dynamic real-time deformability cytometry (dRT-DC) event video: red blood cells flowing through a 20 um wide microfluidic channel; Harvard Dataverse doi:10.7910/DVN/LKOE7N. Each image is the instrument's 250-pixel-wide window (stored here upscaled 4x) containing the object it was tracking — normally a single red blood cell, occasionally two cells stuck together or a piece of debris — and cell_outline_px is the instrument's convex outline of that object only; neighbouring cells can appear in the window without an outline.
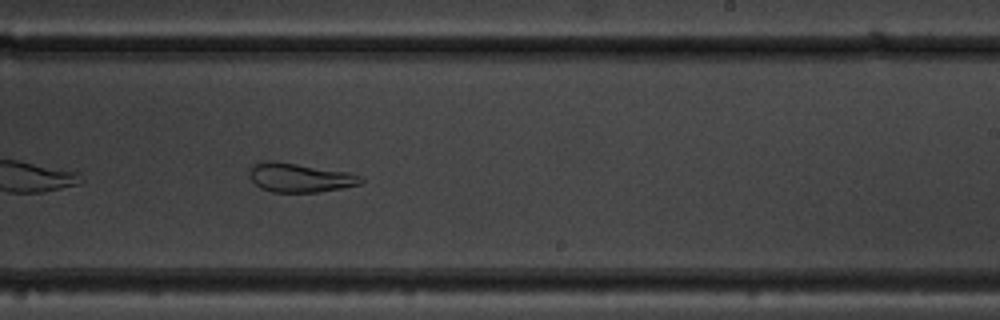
{"species": "common noctule bat (a hibernating species)", "species_latin": "Nyctalus noctula", "temperature_condition": "warm", "stored_images_in_passage": 38, "camera_frame_rate_fps": 3000, "um_per_image_px": 0.085, "animal": {"sex": "male", "body_mass_g": 19.5, "forearm_length_mm": 54.6}, "frame": {"image": 1, "passage_image": 17, "time_ms": 5.333, "image_size_px": [1000, 320], "cell_outline_px": [[364, 180], [360, 184], [340, 188], [316, 192], [272, 192], [260, 188], [248, 176], [248, 172], [252, 164], [264, 160], [276, 160], [348, 172], [364, 176]], "centroid_in_image_um": [25.45, 15.08], "position_along_channel_um": 263.6, "area_um2": 19.13}}
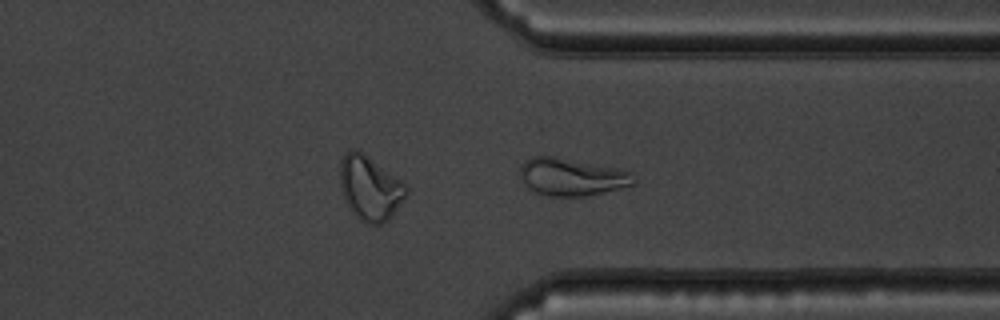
{"frame": {"image": 2, "passage_image": 25, "time_ms": 8.0, "image_size_px": [1000, 320], "cell_outline_px": [[636, 184], [620, 188], [584, 196], [548, 196], [536, 192], [528, 188], [520, 176], [520, 164], [532, 156], [556, 156], [620, 168], [632, 172], [636, 180]], "centroid_in_image_um": [48.61, 15.02], "position_along_channel_um": 362.8, "area_um2": 25.09}}
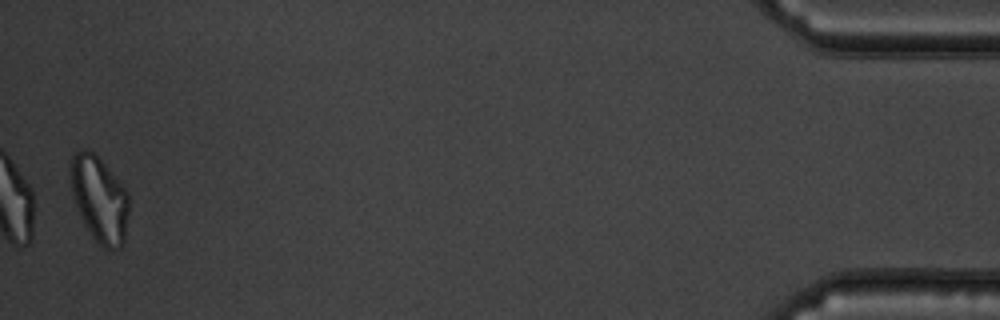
{"frame": {"image": 3, "passage_image": 37, "time_ms": 12.0, "image_size_px": [1000, 320], "cell_outline_px": [[128, 212], [124, 244], [120, 248], [112, 252], [104, 248], [92, 236], [84, 224], [76, 208], [72, 196], [68, 176], [68, 164], [72, 152], [80, 148], [84, 148], [92, 152], [104, 164], [128, 192]], "centroid_in_image_um": [8.39, 16.91], "position_along_channel_um": 426.8, "area_um2": 29.82}, "authors_computed_cell_mechanics": {"area_um2": 22.6576, "velocity_mm_per_s": 3.7212, "shape_relaxation_time_tau1_ms": null, "shape_relaxation_time_tau2_ms": 3.8514, "deformation_change_tau1": null, "deformation_change_tau2": 0.1135}}